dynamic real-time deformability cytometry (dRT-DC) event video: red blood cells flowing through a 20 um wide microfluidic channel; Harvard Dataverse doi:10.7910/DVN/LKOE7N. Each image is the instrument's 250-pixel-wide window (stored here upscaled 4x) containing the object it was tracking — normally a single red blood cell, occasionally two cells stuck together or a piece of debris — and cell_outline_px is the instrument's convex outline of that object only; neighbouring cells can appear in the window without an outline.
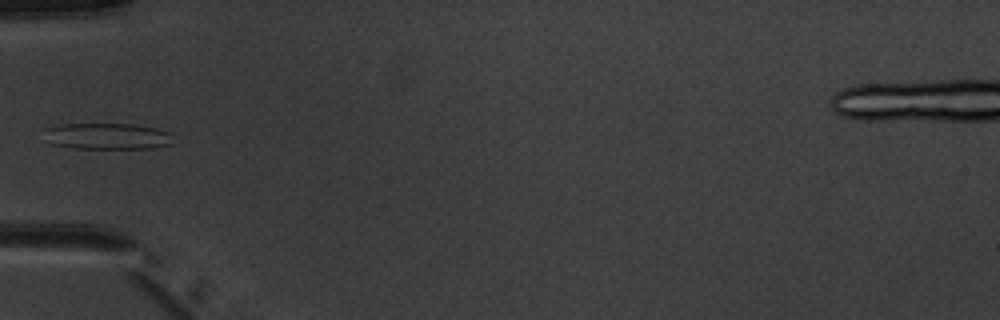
{"species": "common noctule bat (a hibernating species)", "species_latin": "Nyctalus noctula", "temperature_condition": "warm", "stored_images_in_passage": 6, "camera_frame_rate_fps": 3000, "um_per_image_px": 0.085, "animal": {"sex": "male", "body_mass_g": 20.1, "forearm_length_mm": 53.5}, "frame": {"image": 1, "passage_image": 6, "time_ms": 5.667, "image_size_px": [1000, 320], "cell_outline_px": [[172, 144], [152, 148], [76, 148], [48, 144], [44, 128], [60, 124], [132, 124], [156, 128], [172, 132]], "centroid_in_image_um": [9.12, 11.57], "position_along_channel_um": 75.9, "area_um2": 19.88}}